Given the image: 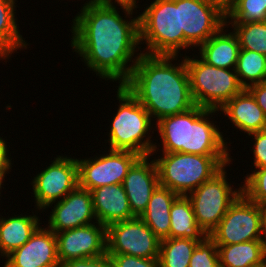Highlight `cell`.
<instances>
[{"label": "cell", "mask_w": 266, "mask_h": 267, "mask_svg": "<svg viewBox=\"0 0 266 267\" xmlns=\"http://www.w3.org/2000/svg\"><path fill=\"white\" fill-rule=\"evenodd\" d=\"M115 3L104 1L80 10L72 20L70 45L87 69L95 72L96 77L110 82L118 80L116 83L123 85L142 54L139 46V15L135 18L132 16L136 14L137 5ZM118 9L125 13V19Z\"/></svg>", "instance_id": "6da1fadb"}, {"label": "cell", "mask_w": 266, "mask_h": 267, "mask_svg": "<svg viewBox=\"0 0 266 267\" xmlns=\"http://www.w3.org/2000/svg\"><path fill=\"white\" fill-rule=\"evenodd\" d=\"M178 57L142 53L129 79L123 84L148 111L153 121L195 106L185 59L183 57L180 62Z\"/></svg>", "instance_id": "7a4b0ae2"}, {"label": "cell", "mask_w": 266, "mask_h": 267, "mask_svg": "<svg viewBox=\"0 0 266 267\" xmlns=\"http://www.w3.org/2000/svg\"><path fill=\"white\" fill-rule=\"evenodd\" d=\"M218 112L219 110L195 105L185 112L158 120L155 122V128L159 133L162 149L158 148L160 145L156 142L151 156H156L158 150H161L160 153L231 156L225 135L215 124L217 122L210 120L213 115L217 116L215 113Z\"/></svg>", "instance_id": "3957f363"}, {"label": "cell", "mask_w": 266, "mask_h": 267, "mask_svg": "<svg viewBox=\"0 0 266 267\" xmlns=\"http://www.w3.org/2000/svg\"><path fill=\"white\" fill-rule=\"evenodd\" d=\"M117 87L116 98L119 105L105 141L109 143L111 150H127L140 156H149L156 143L152 141L151 135L156 130L155 124L148 111L124 85Z\"/></svg>", "instance_id": "277c9868"}, {"label": "cell", "mask_w": 266, "mask_h": 267, "mask_svg": "<svg viewBox=\"0 0 266 267\" xmlns=\"http://www.w3.org/2000/svg\"><path fill=\"white\" fill-rule=\"evenodd\" d=\"M149 4H144L147 6L139 14V43L146 44L142 53L181 57L185 38L180 30V0H154Z\"/></svg>", "instance_id": "5b68a950"}, {"label": "cell", "mask_w": 266, "mask_h": 267, "mask_svg": "<svg viewBox=\"0 0 266 267\" xmlns=\"http://www.w3.org/2000/svg\"><path fill=\"white\" fill-rule=\"evenodd\" d=\"M231 157L180 152L160 153L154 159L158 169L159 185L178 195L187 196L224 166L233 162Z\"/></svg>", "instance_id": "8992f818"}, {"label": "cell", "mask_w": 266, "mask_h": 267, "mask_svg": "<svg viewBox=\"0 0 266 267\" xmlns=\"http://www.w3.org/2000/svg\"><path fill=\"white\" fill-rule=\"evenodd\" d=\"M196 55L194 58L191 55L184 56L195 105L219 110L245 89L240 84L235 69L211 66Z\"/></svg>", "instance_id": "52a82bcc"}, {"label": "cell", "mask_w": 266, "mask_h": 267, "mask_svg": "<svg viewBox=\"0 0 266 267\" xmlns=\"http://www.w3.org/2000/svg\"><path fill=\"white\" fill-rule=\"evenodd\" d=\"M228 166L230 164L187 195L191 200L196 222L207 236L217 227L229 206L242 193V186L238 184L239 188L234 190L233 184L228 182L225 169Z\"/></svg>", "instance_id": "ba28073f"}, {"label": "cell", "mask_w": 266, "mask_h": 267, "mask_svg": "<svg viewBox=\"0 0 266 267\" xmlns=\"http://www.w3.org/2000/svg\"><path fill=\"white\" fill-rule=\"evenodd\" d=\"M51 164L32 179L31 186L34 197V208L40 212L62 200L78 186L77 158L56 155Z\"/></svg>", "instance_id": "9c48e42d"}, {"label": "cell", "mask_w": 266, "mask_h": 267, "mask_svg": "<svg viewBox=\"0 0 266 267\" xmlns=\"http://www.w3.org/2000/svg\"><path fill=\"white\" fill-rule=\"evenodd\" d=\"M104 152L88 159H77L78 186L91 191L104 185L122 184L129 169L141 157L127 150Z\"/></svg>", "instance_id": "30bf717a"}, {"label": "cell", "mask_w": 266, "mask_h": 267, "mask_svg": "<svg viewBox=\"0 0 266 267\" xmlns=\"http://www.w3.org/2000/svg\"><path fill=\"white\" fill-rule=\"evenodd\" d=\"M209 237L216 245L260 240V205L241 193Z\"/></svg>", "instance_id": "8fae6325"}, {"label": "cell", "mask_w": 266, "mask_h": 267, "mask_svg": "<svg viewBox=\"0 0 266 267\" xmlns=\"http://www.w3.org/2000/svg\"><path fill=\"white\" fill-rule=\"evenodd\" d=\"M107 254H127L159 258L161 240L140 217L115 222L106 227Z\"/></svg>", "instance_id": "7c38bea8"}, {"label": "cell", "mask_w": 266, "mask_h": 267, "mask_svg": "<svg viewBox=\"0 0 266 267\" xmlns=\"http://www.w3.org/2000/svg\"><path fill=\"white\" fill-rule=\"evenodd\" d=\"M226 25V16L215 6L202 0H180V30L185 50L199 48Z\"/></svg>", "instance_id": "4fadbf2b"}, {"label": "cell", "mask_w": 266, "mask_h": 267, "mask_svg": "<svg viewBox=\"0 0 266 267\" xmlns=\"http://www.w3.org/2000/svg\"><path fill=\"white\" fill-rule=\"evenodd\" d=\"M59 263L107 254L106 226L99 222L55 233Z\"/></svg>", "instance_id": "5bb4252c"}, {"label": "cell", "mask_w": 266, "mask_h": 267, "mask_svg": "<svg viewBox=\"0 0 266 267\" xmlns=\"http://www.w3.org/2000/svg\"><path fill=\"white\" fill-rule=\"evenodd\" d=\"M51 207L47 226L54 233L97 222L91 191L80 186L62 200L50 204L47 209Z\"/></svg>", "instance_id": "9a60e30c"}, {"label": "cell", "mask_w": 266, "mask_h": 267, "mask_svg": "<svg viewBox=\"0 0 266 267\" xmlns=\"http://www.w3.org/2000/svg\"><path fill=\"white\" fill-rule=\"evenodd\" d=\"M4 259L3 267H58L56 235L41 225L23 246Z\"/></svg>", "instance_id": "2e32d148"}, {"label": "cell", "mask_w": 266, "mask_h": 267, "mask_svg": "<svg viewBox=\"0 0 266 267\" xmlns=\"http://www.w3.org/2000/svg\"><path fill=\"white\" fill-rule=\"evenodd\" d=\"M141 156L129 169L123 181L129 206L135 217H140L149 203L153 191L159 185L155 160ZM150 161V162H149Z\"/></svg>", "instance_id": "e0dca14e"}, {"label": "cell", "mask_w": 266, "mask_h": 267, "mask_svg": "<svg viewBox=\"0 0 266 267\" xmlns=\"http://www.w3.org/2000/svg\"><path fill=\"white\" fill-rule=\"evenodd\" d=\"M97 222L109 226L134 218L123 184L104 185L91 190Z\"/></svg>", "instance_id": "ac0fdd59"}, {"label": "cell", "mask_w": 266, "mask_h": 267, "mask_svg": "<svg viewBox=\"0 0 266 267\" xmlns=\"http://www.w3.org/2000/svg\"><path fill=\"white\" fill-rule=\"evenodd\" d=\"M219 111L228 117L232 126L244 134L266 129V116L247 89L235 95Z\"/></svg>", "instance_id": "d6986e66"}, {"label": "cell", "mask_w": 266, "mask_h": 267, "mask_svg": "<svg viewBox=\"0 0 266 267\" xmlns=\"http://www.w3.org/2000/svg\"><path fill=\"white\" fill-rule=\"evenodd\" d=\"M228 28L224 25L198 48L199 57L207 64L225 69L236 68L240 46L236 34Z\"/></svg>", "instance_id": "ffe728a7"}, {"label": "cell", "mask_w": 266, "mask_h": 267, "mask_svg": "<svg viewBox=\"0 0 266 267\" xmlns=\"http://www.w3.org/2000/svg\"><path fill=\"white\" fill-rule=\"evenodd\" d=\"M14 214L3 218L0 215V256L6 257L12 251L23 246L40 226V217Z\"/></svg>", "instance_id": "44dd1931"}, {"label": "cell", "mask_w": 266, "mask_h": 267, "mask_svg": "<svg viewBox=\"0 0 266 267\" xmlns=\"http://www.w3.org/2000/svg\"><path fill=\"white\" fill-rule=\"evenodd\" d=\"M178 196L169 188L158 185L140 216L160 240L170 238V208Z\"/></svg>", "instance_id": "7402d4cb"}, {"label": "cell", "mask_w": 266, "mask_h": 267, "mask_svg": "<svg viewBox=\"0 0 266 267\" xmlns=\"http://www.w3.org/2000/svg\"><path fill=\"white\" fill-rule=\"evenodd\" d=\"M16 2L17 0H0V61L5 59V63L17 50H26L29 46L16 22Z\"/></svg>", "instance_id": "603a6c76"}, {"label": "cell", "mask_w": 266, "mask_h": 267, "mask_svg": "<svg viewBox=\"0 0 266 267\" xmlns=\"http://www.w3.org/2000/svg\"><path fill=\"white\" fill-rule=\"evenodd\" d=\"M220 267H266V254L260 240L217 245Z\"/></svg>", "instance_id": "cb8c5ba5"}, {"label": "cell", "mask_w": 266, "mask_h": 267, "mask_svg": "<svg viewBox=\"0 0 266 267\" xmlns=\"http://www.w3.org/2000/svg\"><path fill=\"white\" fill-rule=\"evenodd\" d=\"M170 238H186L202 241L207 235L199 227L191 200L179 195L170 208Z\"/></svg>", "instance_id": "d4e9b609"}, {"label": "cell", "mask_w": 266, "mask_h": 267, "mask_svg": "<svg viewBox=\"0 0 266 267\" xmlns=\"http://www.w3.org/2000/svg\"><path fill=\"white\" fill-rule=\"evenodd\" d=\"M198 242L186 238L161 240L159 250L160 267H189L191 255Z\"/></svg>", "instance_id": "484cf974"}, {"label": "cell", "mask_w": 266, "mask_h": 267, "mask_svg": "<svg viewBox=\"0 0 266 267\" xmlns=\"http://www.w3.org/2000/svg\"><path fill=\"white\" fill-rule=\"evenodd\" d=\"M265 66L266 55L240 49L235 68L240 84L247 89L251 85L263 82Z\"/></svg>", "instance_id": "4316f807"}, {"label": "cell", "mask_w": 266, "mask_h": 267, "mask_svg": "<svg viewBox=\"0 0 266 267\" xmlns=\"http://www.w3.org/2000/svg\"><path fill=\"white\" fill-rule=\"evenodd\" d=\"M231 24V26H230ZM236 34L240 49L255 51L266 55V21L265 22H226Z\"/></svg>", "instance_id": "83f0119b"}, {"label": "cell", "mask_w": 266, "mask_h": 267, "mask_svg": "<svg viewBox=\"0 0 266 267\" xmlns=\"http://www.w3.org/2000/svg\"><path fill=\"white\" fill-rule=\"evenodd\" d=\"M265 22L266 0H237L226 22Z\"/></svg>", "instance_id": "f1b7e54d"}, {"label": "cell", "mask_w": 266, "mask_h": 267, "mask_svg": "<svg viewBox=\"0 0 266 267\" xmlns=\"http://www.w3.org/2000/svg\"><path fill=\"white\" fill-rule=\"evenodd\" d=\"M242 186V193L252 202L266 205V167L255 168L247 173Z\"/></svg>", "instance_id": "f546056e"}, {"label": "cell", "mask_w": 266, "mask_h": 267, "mask_svg": "<svg viewBox=\"0 0 266 267\" xmlns=\"http://www.w3.org/2000/svg\"><path fill=\"white\" fill-rule=\"evenodd\" d=\"M189 267H220L217 245L209 236L198 242Z\"/></svg>", "instance_id": "4dcf8cb0"}, {"label": "cell", "mask_w": 266, "mask_h": 267, "mask_svg": "<svg viewBox=\"0 0 266 267\" xmlns=\"http://www.w3.org/2000/svg\"><path fill=\"white\" fill-rule=\"evenodd\" d=\"M112 267H160L159 258H141L127 254H108Z\"/></svg>", "instance_id": "1f68e13d"}, {"label": "cell", "mask_w": 266, "mask_h": 267, "mask_svg": "<svg viewBox=\"0 0 266 267\" xmlns=\"http://www.w3.org/2000/svg\"><path fill=\"white\" fill-rule=\"evenodd\" d=\"M254 139V144L250 151L253 152V157L251 159L254 160L252 163L254 168H263L266 167V129L253 132L248 134V137Z\"/></svg>", "instance_id": "d6a6232c"}, {"label": "cell", "mask_w": 266, "mask_h": 267, "mask_svg": "<svg viewBox=\"0 0 266 267\" xmlns=\"http://www.w3.org/2000/svg\"><path fill=\"white\" fill-rule=\"evenodd\" d=\"M58 267H112L108 254L94 258H82L65 261Z\"/></svg>", "instance_id": "836d02e7"}, {"label": "cell", "mask_w": 266, "mask_h": 267, "mask_svg": "<svg viewBox=\"0 0 266 267\" xmlns=\"http://www.w3.org/2000/svg\"><path fill=\"white\" fill-rule=\"evenodd\" d=\"M6 142L5 138L3 139V137L0 136V176L9 175L13 167L12 158L10 157L11 153L9 154V147Z\"/></svg>", "instance_id": "e575fe53"}, {"label": "cell", "mask_w": 266, "mask_h": 267, "mask_svg": "<svg viewBox=\"0 0 266 267\" xmlns=\"http://www.w3.org/2000/svg\"><path fill=\"white\" fill-rule=\"evenodd\" d=\"M247 90L255 98L257 105L263 110V113L266 116V83L261 82L251 85Z\"/></svg>", "instance_id": "d590c367"}, {"label": "cell", "mask_w": 266, "mask_h": 267, "mask_svg": "<svg viewBox=\"0 0 266 267\" xmlns=\"http://www.w3.org/2000/svg\"><path fill=\"white\" fill-rule=\"evenodd\" d=\"M218 8L225 16L234 8L237 0H202Z\"/></svg>", "instance_id": "8d00e7d4"}, {"label": "cell", "mask_w": 266, "mask_h": 267, "mask_svg": "<svg viewBox=\"0 0 266 267\" xmlns=\"http://www.w3.org/2000/svg\"><path fill=\"white\" fill-rule=\"evenodd\" d=\"M260 242L266 254V205H260Z\"/></svg>", "instance_id": "74e56055"}, {"label": "cell", "mask_w": 266, "mask_h": 267, "mask_svg": "<svg viewBox=\"0 0 266 267\" xmlns=\"http://www.w3.org/2000/svg\"><path fill=\"white\" fill-rule=\"evenodd\" d=\"M103 2H104L103 0H88V1L86 0V2L82 5V7H80L81 8L80 10L85 9L86 7L101 4Z\"/></svg>", "instance_id": "f35d334b"}, {"label": "cell", "mask_w": 266, "mask_h": 267, "mask_svg": "<svg viewBox=\"0 0 266 267\" xmlns=\"http://www.w3.org/2000/svg\"><path fill=\"white\" fill-rule=\"evenodd\" d=\"M103 1L129 2V3L135 4V5L137 4V6H138V2H139V0H103Z\"/></svg>", "instance_id": "ab89813d"}, {"label": "cell", "mask_w": 266, "mask_h": 267, "mask_svg": "<svg viewBox=\"0 0 266 267\" xmlns=\"http://www.w3.org/2000/svg\"><path fill=\"white\" fill-rule=\"evenodd\" d=\"M5 176H0V194H1V189H2V186L4 185L3 183L5 182ZM1 196V195H0ZM1 200V199H0Z\"/></svg>", "instance_id": "60d3db41"}, {"label": "cell", "mask_w": 266, "mask_h": 267, "mask_svg": "<svg viewBox=\"0 0 266 267\" xmlns=\"http://www.w3.org/2000/svg\"><path fill=\"white\" fill-rule=\"evenodd\" d=\"M263 82L266 83V66H265V70H264Z\"/></svg>", "instance_id": "b9f144b4"}]
</instances>
